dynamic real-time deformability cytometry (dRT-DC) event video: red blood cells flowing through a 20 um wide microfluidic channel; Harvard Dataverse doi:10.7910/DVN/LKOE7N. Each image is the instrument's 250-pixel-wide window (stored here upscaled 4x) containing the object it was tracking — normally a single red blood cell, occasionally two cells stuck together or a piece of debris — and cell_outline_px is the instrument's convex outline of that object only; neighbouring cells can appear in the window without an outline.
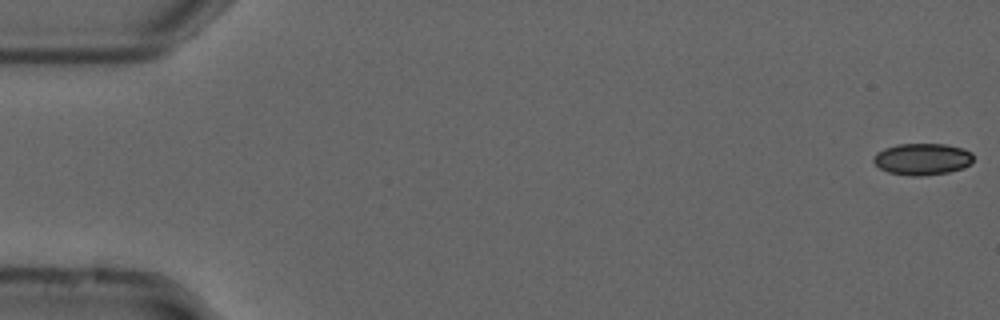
{"species": "common noctule bat (a hibernating species)", "species_latin": "Nyctalus noctula", "temperature_condition": "cold", "stored_images_in_passage": 37, "camera_frame_rate_fps": 3000, "um_per_image_px": 0.085, "animal": {"sex": "male", "forearm_length_mm": 52.5}, "frame": {"image": 1, "passage_image": 1, "time_ms": 0.0, "image_size_px": [1000, 320], "cell_outline_px": [[972, 164], [964, 168], [948, 172], [920, 176], [912, 176], [888, 172], [880, 168], [872, 160], [872, 156], [876, 152], [884, 148], [896, 144], [944, 144], [964, 148], [972, 152]], "centroid_in_image_um": [78.39, 13.51], "position_along_channel_um": 6.6, "area_um2": 18.61}}
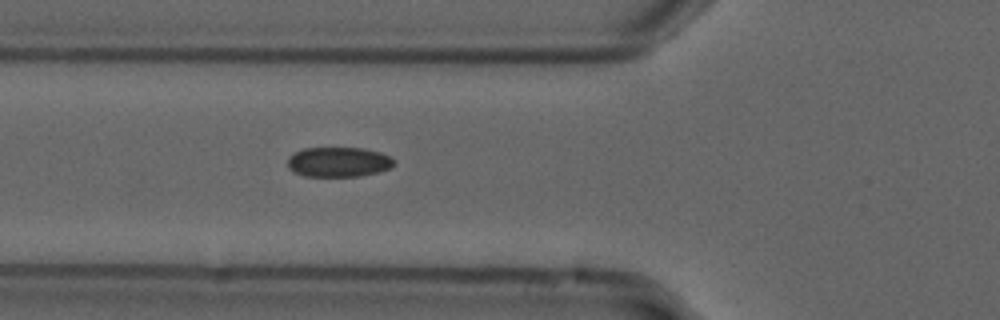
{"frame": {"image": 2, "passage_image": 20, "time_ms": 6.333, "image_size_px": [1000, 320], "cell_outline_px": [[392, 168], [360, 176], [304, 176], [292, 172], [288, 168], [288, 156], [304, 148], [364, 148], [380, 152], [388, 156], [392, 160]], "centroid_in_image_um": [28.72, 13.77], "position_along_channel_um": 97.1, "area_um2": 18.44}}
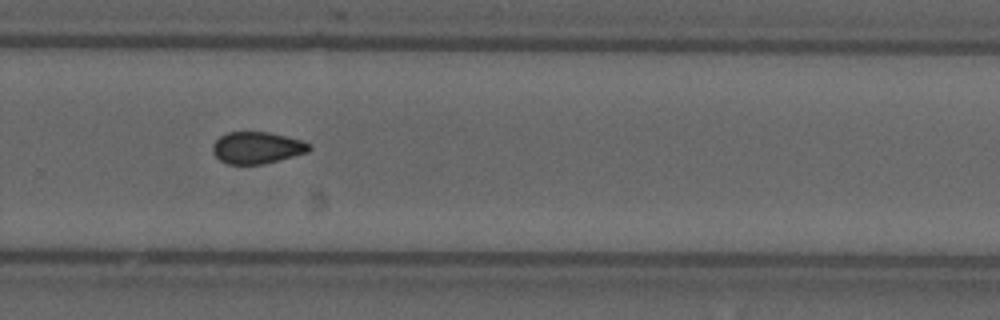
{"frame": {"image": 3, "passage_image": 37, "time_ms": 12.0, "image_size_px": [1000, 320], "cell_outline_px": [[312, 148], [308, 152], [280, 160], [264, 164], [228, 164], [220, 160], [212, 152], [212, 144], [220, 136], [228, 132], [268, 132], [300, 140], [308, 144]], "centroid_in_image_um": [21.82, 12.56], "position_along_channel_um": 308.0, "area_um2": 17.8}}